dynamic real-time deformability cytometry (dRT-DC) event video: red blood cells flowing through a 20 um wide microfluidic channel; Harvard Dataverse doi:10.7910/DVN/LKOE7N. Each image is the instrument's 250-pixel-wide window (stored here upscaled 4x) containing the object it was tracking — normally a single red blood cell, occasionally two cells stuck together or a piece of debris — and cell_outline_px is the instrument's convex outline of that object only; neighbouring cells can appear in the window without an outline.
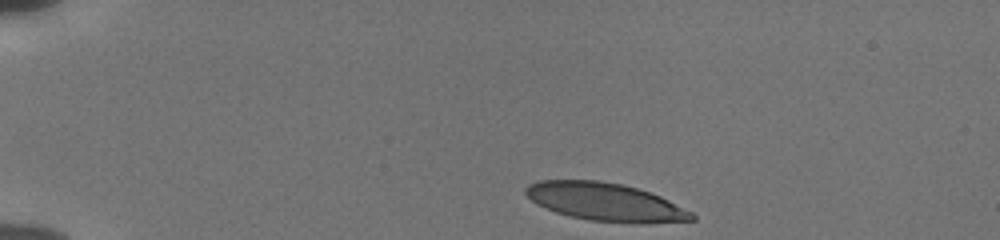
{"species": "human", "species_latin": "Homo sapiens", "temperature_condition": "cold", "stored_images_in_passage": 39, "camera_frame_rate_fps": 3000, "um_per_image_px": 0.085, "donor": {"sex": "male"}, "frame": {"image": 1, "passage_image": 1, "time_ms": 0.0, "image_size_px": [1000, 240], "cell_outline_px": [[696, 220], [588, 220], [556, 212], [536, 204], [524, 192], [524, 188], [528, 184], [536, 180], [600, 180], [624, 184], [660, 196], [692, 212], [696, 216]], "centroid_in_image_um": [51.31, 17.09], "position_along_channel_um": 33.7, "area_um2": 35.37}}
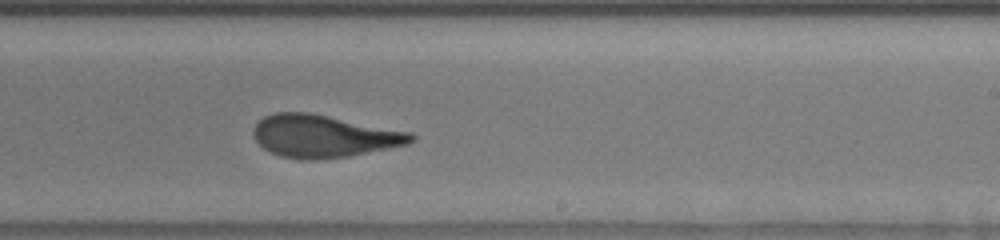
{"frame": {"image": 2, "passage_image": 25, "time_ms": 8.0, "image_size_px": [1000, 240], "cell_outline_px": [[416, 140], [408, 144], [348, 156], [316, 160], [300, 160], [280, 156], [264, 148], [256, 140], [252, 132], [252, 128], [264, 116], [276, 112], [308, 112], [412, 132], [416, 136]], "centroid_in_image_um": [27.52, 11.57], "position_along_channel_um": 261.5, "area_um2": 39.02}}
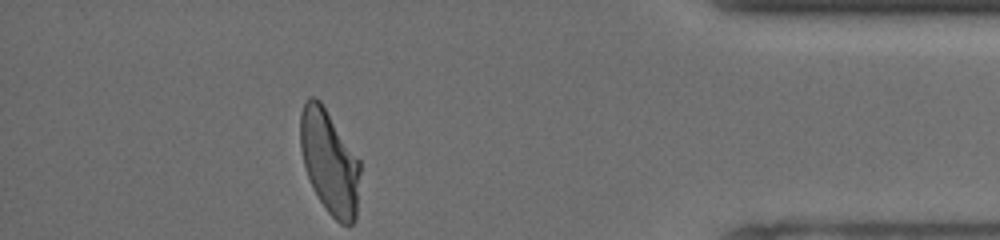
{"frame": {"image": 3, "passage_image": 39, "time_ms": 12.667, "image_size_px": [1000, 240], "cell_outline_px": [[360, 172], [356, 220], [352, 224], [340, 224], [328, 212], [320, 200], [308, 176], [304, 164], [300, 148], [300, 112], [304, 100], [308, 96], [316, 96], [320, 100], [360, 160]], "centroid_in_image_um": [28.0, 13.73], "position_along_channel_um": 407.2, "area_um2": 36.18}, "authors_computed_cell_mechanics": {"area_um2": 38.6104, "velocity_mm_per_s": 3.8304, "shape_relaxation_time_tau1_ms": 8.3374, "shape_relaxation_time_tau2_ms": 1.25, "deformation_change_tau1": 0.2702, "deformation_change_tau2": 0.0999}}